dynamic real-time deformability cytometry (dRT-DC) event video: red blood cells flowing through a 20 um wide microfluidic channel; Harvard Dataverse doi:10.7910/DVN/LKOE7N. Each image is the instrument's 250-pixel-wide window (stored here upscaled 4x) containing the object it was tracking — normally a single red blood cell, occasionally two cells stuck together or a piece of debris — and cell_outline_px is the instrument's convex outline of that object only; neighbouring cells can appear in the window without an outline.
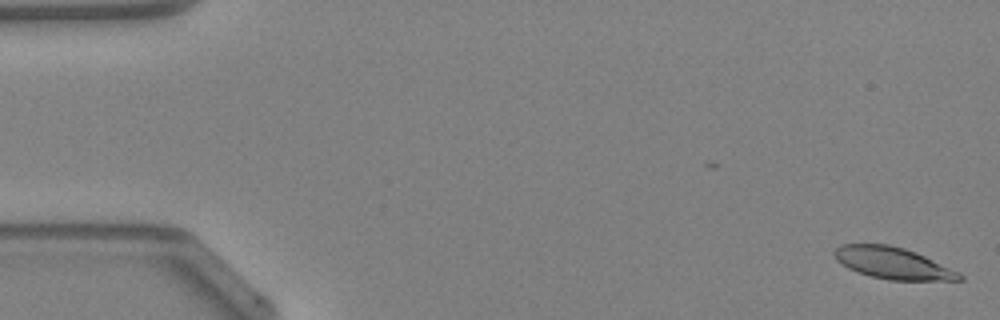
{"species": "Egyptian fruit bat (a non-hibernating species)", "species_latin": "Rousettus aegyptiacus", "temperature_condition": "warm", "stored_images_in_passage": 43, "camera_frame_rate_fps": 3000, "um_per_image_px": 0.085, "animal": {"sex": "female"}, "frame": {"image": 1, "passage_image": 1, "time_ms": 0.0, "image_size_px": [1000, 320], "cell_outline_px": [[964, 280], [888, 280], [856, 272], [848, 268], [836, 260], [836, 248], [844, 244], [888, 244], [904, 248], [916, 252], [960, 272], [964, 276]], "centroid_in_image_um": [75.93, 22.37], "position_along_channel_um": 9.1, "area_um2": 22.95}}
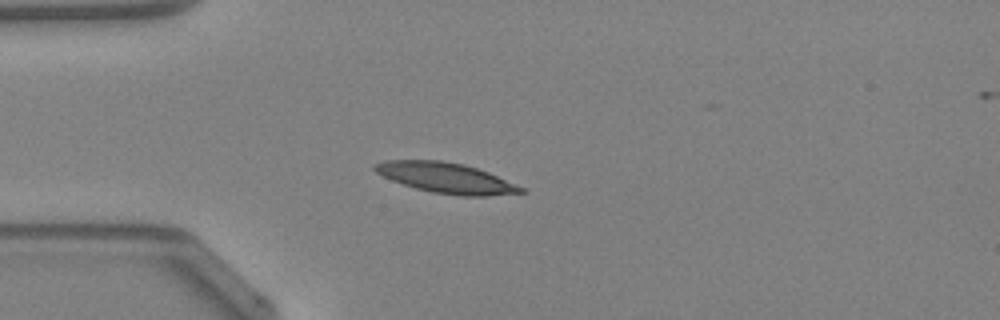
{"frame": {"image": 2, "passage_image": 13, "time_ms": 4.0, "image_size_px": [1000, 320], "cell_outline_px": [[528, 192], [488, 196], [460, 196], [432, 192], [416, 188], [392, 180], [376, 172], [372, 168], [372, 164], [384, 160], [440, 160], [464, 164], [488, 172], [524, 188]], "centroid_in_image_um": [37.91, 15.12], "position_along_channel_um": 47.1, "area_um2": 25.78}}
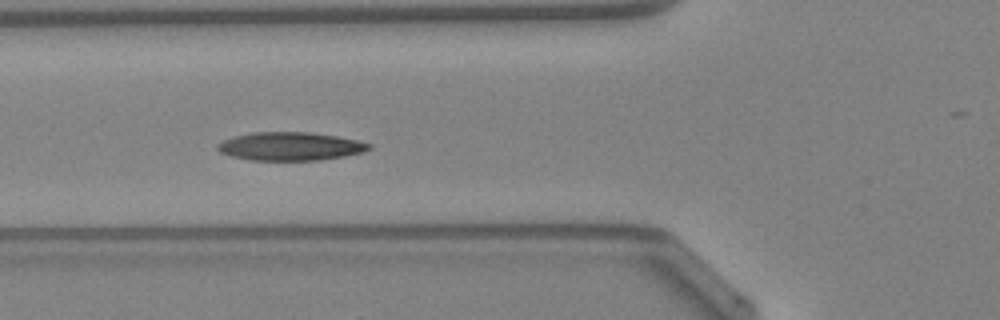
{"frame": {"image": 3, "passage_image": 18, "time_ms": 5.667, "image_size_px": [1000, 320], "cell_outline_px": [[372, 148], [364, 152], [344, 156], [320, 160], [248, 160], [232, 156], [220, 152], [216, 148], [216, 144], [224, 140], [236, 136], [252, 132], [308, 132], [336, 136], [356, 140], [372, 144]], "centroid_in_image_um": [24.68, 12.44], "position_along_channel_um": 101.1, "area_um2": 24.97}, "authors_computed_cell_mechanics": {"area_um2": 24.2182, "velocity_mm_per_s": 4.215, "shape_relaxation_time_tau1_ms": 3.0762, "shape_relaxation_time_tau2_ms": 3.0537, "deformation_change_tau1": 0.125, "deformation_change_tau2": 0.0987}}